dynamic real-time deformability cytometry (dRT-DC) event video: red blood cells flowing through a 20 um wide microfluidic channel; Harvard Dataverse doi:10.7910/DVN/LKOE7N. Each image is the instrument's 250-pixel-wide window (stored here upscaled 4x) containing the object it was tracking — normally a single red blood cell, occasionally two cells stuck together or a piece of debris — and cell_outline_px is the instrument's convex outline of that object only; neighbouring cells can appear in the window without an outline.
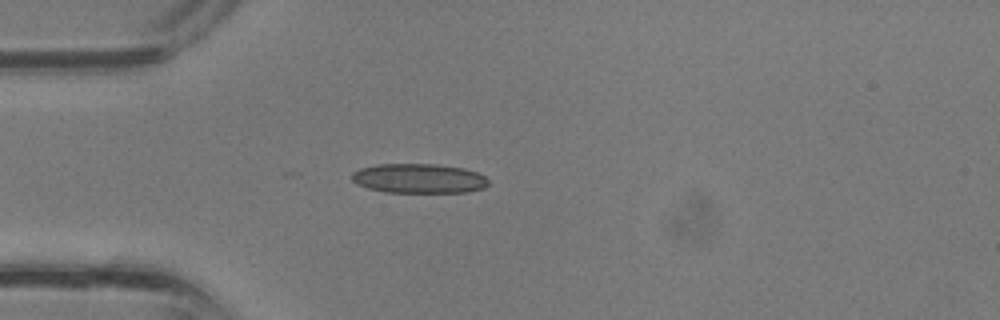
{"species": "common noctule bat (a hibernating species)", "species_latin": "Nyctalus noctula", "temperature_condition": "room temperature", "stored_images_in_passage": 36, "camera_frame_rate_fps": 3000, "um_per_image_px": 0.085, "animal": {"sex": "male", "body_mass_g": 13.3}, "frame": {"image": 1, "passage_image": 9, "time_ms": 2.667, "image_size_px": [1000, 320], "cell_outline_px": [[488, 184], [484, 188], [468, 192], [384, 192], [368, 188], [356, 184], [352, 180], [352, 172], [360, 168], [376, 164], [432, 164], [464, 168], [476, 172], [484, 176], [488, 180]], "centroid_in_image_um": [35.58, 15.17], "position_along_channel_um": 49.4, "area_um2": 23.52}}
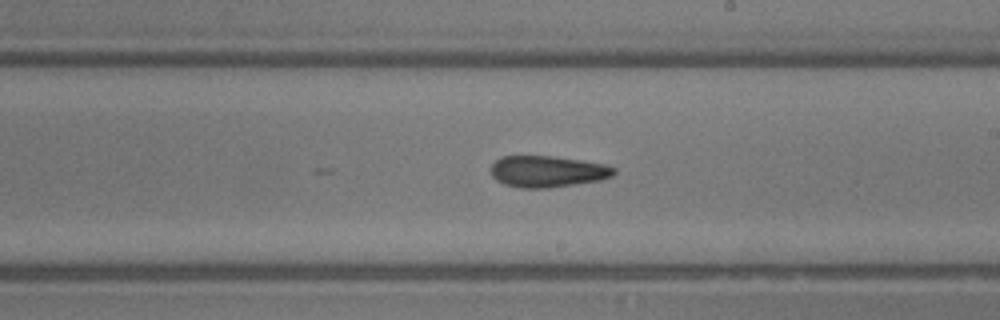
{"frame": {"image": 2, "passage_image": 20, "time_ms": 6.333, "image_size_px": [1000, 320], "cell_outline_px": [[616, 172], [612, 176], [600, 180], [548, 188], [520, 188], [504, 184], [496, 180], [492, 176], [492, 164], [500, 156], [552, 156], [608, 164], [616, 168]], "centroid_in_image_um": [46.55, 14.57], "position_along_channel_um": 242.4, "area_um2": 22.6}}
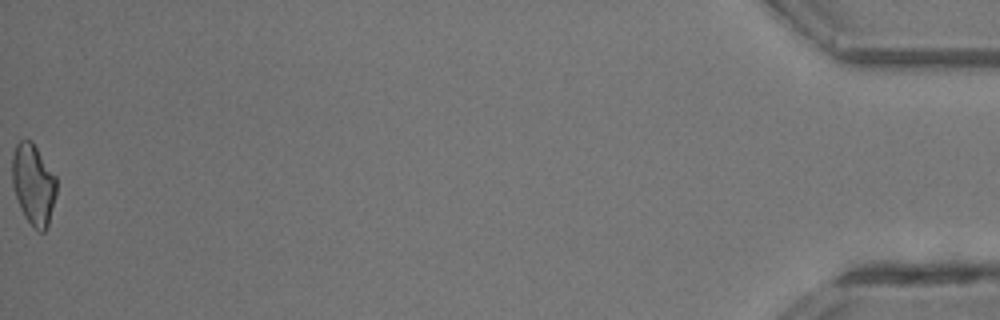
{"frame": {"image": 3, "passage_image": 36, "time_ms": 11.667, "image_size_px": [1000, 320], "cell_outline_px": [[56, 196], [48, 228], [44, 232], [40, 232], [24, 216], [20, 208], [12, 184], [12, 156], [16, 144], [20, 140], [32, 140], [56, 176]], "centroid_in_image_um": [2.85, 15.66], "position_along_channel_um": 432.4, "area_um2": 20.98}}